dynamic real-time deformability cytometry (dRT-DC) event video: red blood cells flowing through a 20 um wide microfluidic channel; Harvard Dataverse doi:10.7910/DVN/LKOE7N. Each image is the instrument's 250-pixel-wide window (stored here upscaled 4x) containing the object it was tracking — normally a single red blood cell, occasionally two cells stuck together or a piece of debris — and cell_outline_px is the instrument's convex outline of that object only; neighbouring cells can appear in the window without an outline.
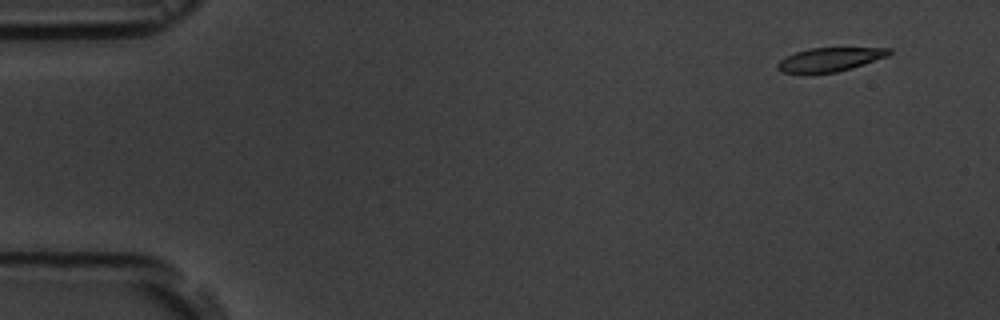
{"species": "common noctule bat (a hibernating species)", "species_latin": "Nyctalus noctula", "temperature_condition": "room temperature", "stored_images_in_passage": 3, "camera_frame_rate_fps": 3000, "um_per_image_px": 0.085, "animal": {"sex": "male", "body_mass_g": 19.5, "forearm_length_mm": 54.6}, "frame": {"image": 1, "passage_image": 1, "time_ms": 0.0, "image_size_px": [1000, 320], "cell_outline_px": [[892, 52], [888, 56], [852, 68], [836, 72], [804, 76], [780, 72], [776, 68], [776, 64], [784, 56], [808, 48], [892, 48]], "centroid_in_image_um": [70.43, 5.1], "position_along_channel_um": 14.6, "area_um2": 16.13}}